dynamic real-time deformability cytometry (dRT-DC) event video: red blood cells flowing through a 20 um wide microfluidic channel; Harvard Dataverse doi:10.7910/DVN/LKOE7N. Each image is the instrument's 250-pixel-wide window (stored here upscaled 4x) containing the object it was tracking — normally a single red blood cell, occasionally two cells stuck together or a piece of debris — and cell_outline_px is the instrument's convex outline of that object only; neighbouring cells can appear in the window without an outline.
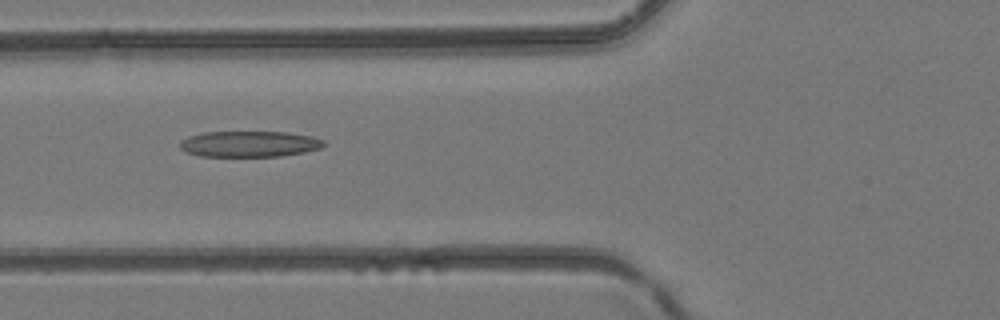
{"species": "common noctule bat (a hibernating species)", "species_latin": "Nyctalus noctula", "temperature_condition": "room temperature", "stored_images_in_passage": 42, "camera_frame_rate_fps": 3000, "um_per_image_px": 0.085, "animal": {"sex": "female", "body_mass_g": 24.6, "forearm_length_mm": 56.2}, "frame": {"image": 1, "passage_image": 16, "time_ms": 5.0, "image_size_px": [1000, 320], "cell_outline_px": [[328, 144], [320, 148], [304, 152], [280, 156], [200, 156], [184, 152], [180, 148], [180, 140], [188, 136], [204, 132], [288, 132], [312, 136], [324, 140]], "centroid_in_image_um": [21.19, 12.23], "position_along_channel_um": 104.6, "area_um2": 21.91}}
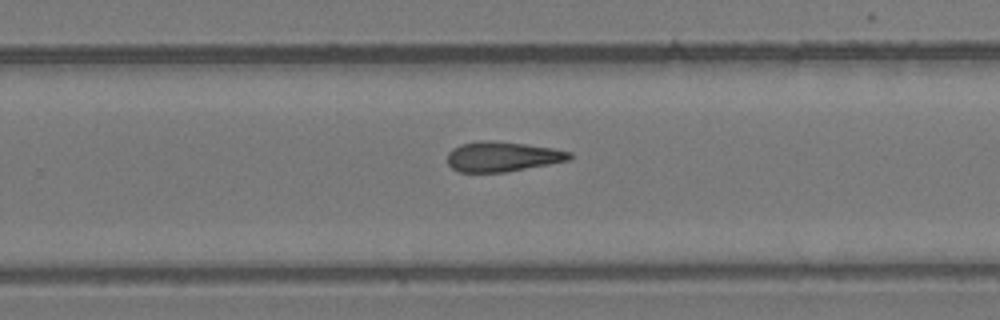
{"frame": {"image": 2, "passage_image": 27, "time_ms": 8.667, "image_size_px": [1000, 320], "cell_outline_px": [[572, 160], [504, 172], [460, 172], [452, 168], [448, 164], [448, 152], [452, 148], [460, 144], [484, 140], [488, 140], [524, 144], [552, 148], [572, 152]], "centroid_in_image_um": [42.71, 13.31], "position_along_channel_um": 287.1, "area_um2": 21.27}}
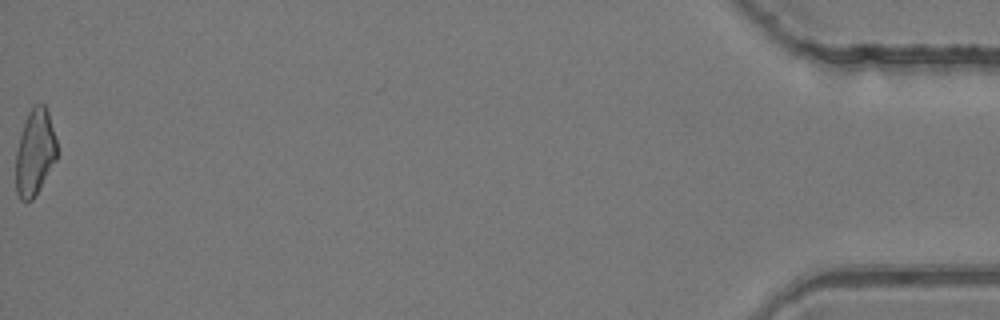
{"frame": {"image": 3, "passage_image": 42, "time_ms": 13.667, "image_size_px": [1000, 320], "cell_outline_px": [[56, 160], [36, 196], [32, 200], [20, 200], [16, 192], [16, 152], [20, 136], [28, 112], [32, 104], [44, 104], [48, 112], [56, 140]], "centroid_in_image_um": [2.96, 12.97], "position_along_channel_um": 432.2, "area_um2": 20.58}}